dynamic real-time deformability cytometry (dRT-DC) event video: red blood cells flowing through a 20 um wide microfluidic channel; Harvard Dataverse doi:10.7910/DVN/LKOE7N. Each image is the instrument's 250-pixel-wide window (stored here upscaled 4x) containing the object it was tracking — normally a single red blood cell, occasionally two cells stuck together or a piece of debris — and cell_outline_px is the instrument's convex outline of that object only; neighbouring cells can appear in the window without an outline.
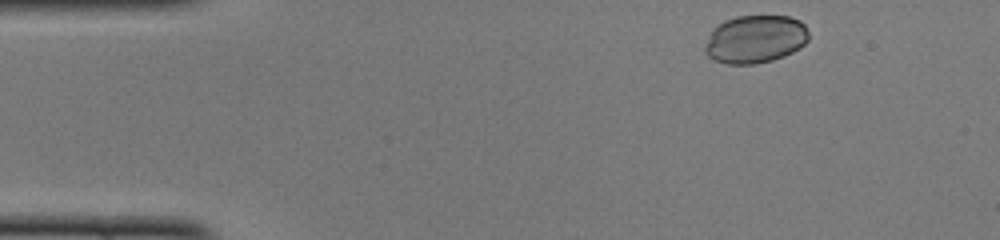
{"species": "common noctule bat (a hibernating species)", "species_latin": "Nyctalus noctula", "temperature_condition": "cold", "stored_images_in_passage": 43, "camera_frame_rate_fps": 3000, "um_per_image_px": 0.085, "animal": {"sex": "female", "body_mass_g": 22.0, "forearm_length_mm": 56.7}, "frame": {"image": 1, "passage_image": 1, "time_ms": 0.0, "image_size_px": [1000, 240], "cell_outline_px": [[808, 40], [800, 48], [784, 56], [772, 60], [756, 64], [728, 64], [716, 60], [708, 56], [704, 52], [704, 48], [712, 28], [724, 20], [736, 16], [788, 16], [800, 20], [804, 24], [808, 32]], "centroid_in_image_um": [64.19, 3.32], "position_along_channel_um": 20.8, "area_um2": 29.13}}
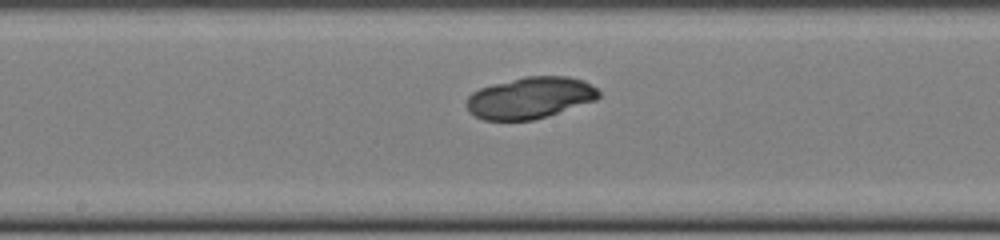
{"frame": {"image": 2, "passage_image": 20, "time_ms": 6.333, "image_size_px": [1000, 240], "cell_outline_px": [[600, 96], [596, 100], [548, 116], [532, 120], [484, 120], [468, 112], [464, 104], [468, 96], [472, 92], [480, 88], [492, 84], [524, 76], [568, 76], [584, 80], [596, 88], [600, 92]], "centroid_in_image_um": [45.03, 8.31], "position_along_channel_um": 203.2, "area_um2": 32.25}}
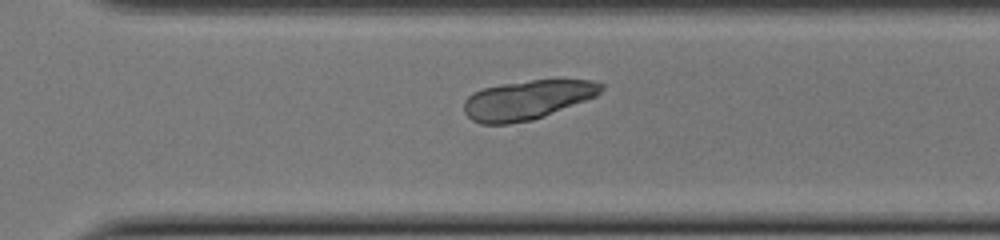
{"frame": {"image": 3, "passage_image": 29, "time_ms": 9.333, "image_size_px": [1000, 240], "cell_outline_px": [[604, 88], [596, 96], [544, 116], [532, 120], [508, 124], [480, 124], [472, 120], [464, 112], [464, 100], [472, 92], [484, 88], [500, 84], [532, 80], [592, 80], [604, 84]], "centroid_in_image_um": [44.79, 8.49], "position_along_channel_um": 325.8, "area_um2": 31.33}}